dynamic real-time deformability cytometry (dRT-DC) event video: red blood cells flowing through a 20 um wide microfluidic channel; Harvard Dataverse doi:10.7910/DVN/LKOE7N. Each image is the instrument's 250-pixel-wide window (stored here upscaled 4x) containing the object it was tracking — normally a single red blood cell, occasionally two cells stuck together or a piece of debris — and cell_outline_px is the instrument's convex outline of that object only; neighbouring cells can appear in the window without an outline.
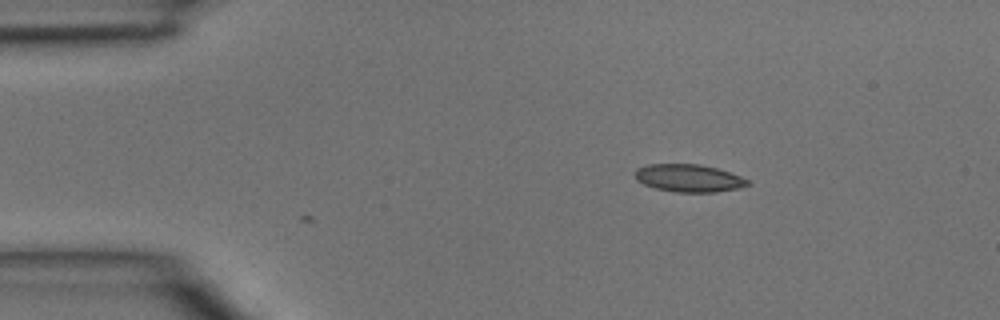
{"species": "common noctule bat (a hibernating species)", "species_latin": "Nyctalus noctula", "temperature_condition": "room temperature", "stored_images_in_passage": 2, "camera_frame_rate_fps": 3000, "um_per_image_px": 0.085, "animal": {"sex": "male", "body_mass_g": 15.6}, "frame": {"image": 1, "passage_image": 2, "time_ms": 0.333, "image_size_px": [1000, 320], "cell_outline_px": [[752, 184], [736, 188], [716, 192], [676, 192], [656, 188], [644, 184], [636, 180], [636, 168], [648, 164], [696, 164], [716, 168], [752, 180]], "centroid_in_image_um": [58.56, 15.14], "position_along_channel_um": 26.4, "area_um2": 18.03}}